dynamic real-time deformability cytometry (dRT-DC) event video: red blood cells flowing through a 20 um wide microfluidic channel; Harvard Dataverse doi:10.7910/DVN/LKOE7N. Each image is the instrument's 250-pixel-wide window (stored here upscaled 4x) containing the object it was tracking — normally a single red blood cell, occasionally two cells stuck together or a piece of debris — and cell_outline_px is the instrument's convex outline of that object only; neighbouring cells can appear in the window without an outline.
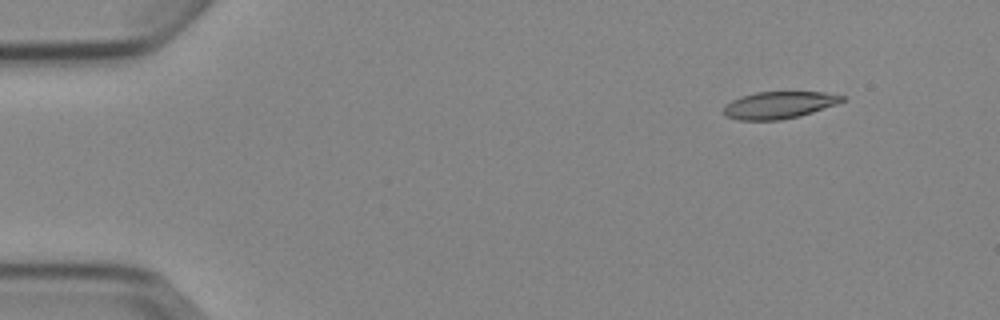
{"species": "Egyptian fruit bat (a non-hibernating species)", "species_latin": "Rousettus aegyptiacus", "temperature_condition": "cold", "stored_images_in_passage": 6, "camera_frame_rate_fps": 3000, "um_per_image_px": 0.085, "animal": {"sex": "female"}, "frame": {"image": 1, "passage_image": 2, "time_ms": 1.333, "image_size_px": [1000, 320], "cell_outline_px": [[844, 100], [836, 104], [800, 116], [780, 120], [736, 120], [724, 116], [724, 104], [732, 100], [756, 92], [824, 92], [844, 96]], "centroid_in_image_um": [66.18, 8.94], "position_along_channel_um": 18.8, "area_um2": 18.61}}
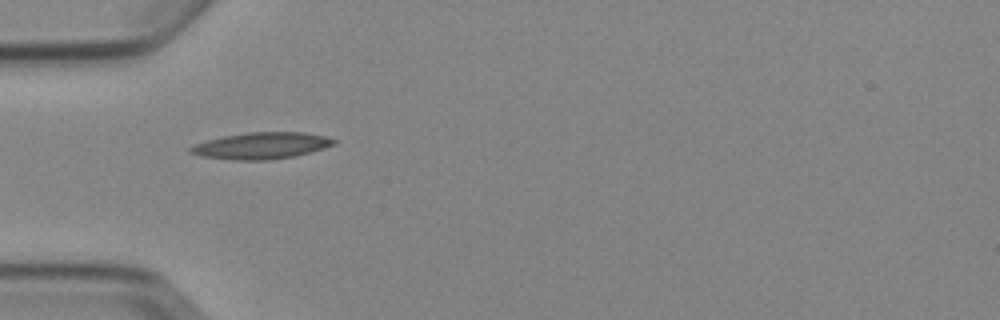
{"frame": {"image": 2, "passage_image": 5, "time_ms": 5.0, "image_size_px": [1000, 320], "cell_outline_px": [[336, 144], [324, 148], [296, 156], [268, 160], [232, 160], [204, 156], [188, 152], [188, 148], [196, 144], [208, 140], [224, 136], [248, 132], [304, 132], [324, 136], [336, 140]], "centroid_in_image_um": [22.24, 12.38], "position_along_channel_um": 62.8, "area_um2": 22.08}}
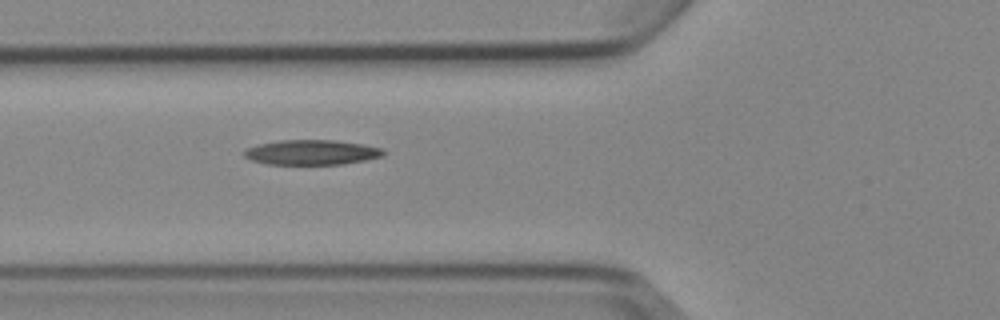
{"frame": {"image": 3, "passage_image": 6, "time_ms": 6.0, "image_size_px": [1000, 320], "cell_outline_px": [[384, 156], [344, 164], [268, 164], [252, 160], [244, 156], [244, 148], [256, 144], [280, 140], [336, 140], [384, 148]], "centroid_in_image_um": [26.47, 12.94], "position_along_channel_um": 99.3, "area_um2": 20.29}}